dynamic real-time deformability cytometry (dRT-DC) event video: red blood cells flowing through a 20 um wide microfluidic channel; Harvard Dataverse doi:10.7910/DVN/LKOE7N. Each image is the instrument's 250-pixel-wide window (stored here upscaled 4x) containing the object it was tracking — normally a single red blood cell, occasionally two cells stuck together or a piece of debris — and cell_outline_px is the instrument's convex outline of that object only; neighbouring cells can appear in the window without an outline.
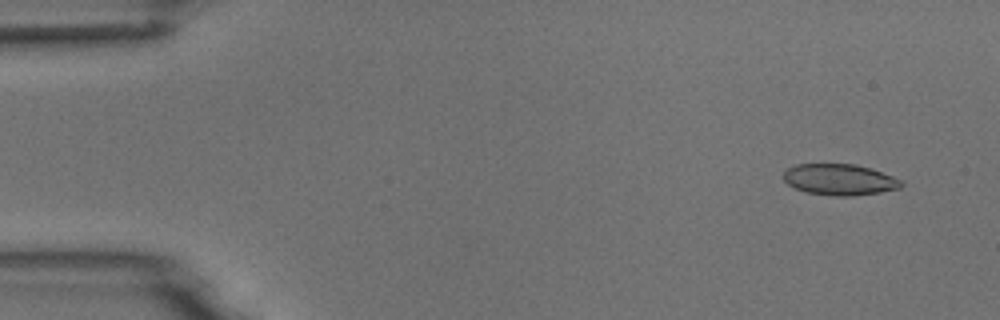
{"species": "common noctule bat (a hibernating species)", "species_latin": "Nyctalus noctula", "temperature_condition": "room temperature", "stored_images_in_passage": 55, "camera_frame_rate_fps": 3000, "um_per_image_px": 0.085, "animal": {"sex": "male", "body_mass_g": 18.8}, "frame": {"image": 1, "passage_image": 4, "time_ms": 1.0, "image_size_px": [1000, 320], "cell_outline_px": [[904, 184], [900, 188], [880, 192], [852, 196], [836, 196], [808, 192], [796, 188], [788, 184], [784, 180], [784, 172], [788, 168], [796, 164], [856, 164], [892, 176], [900, 180]], "centroid_in_image_um": [71.36, 15.26], "position_along_channel_um": 13.6, "area_um2": 21.1}}
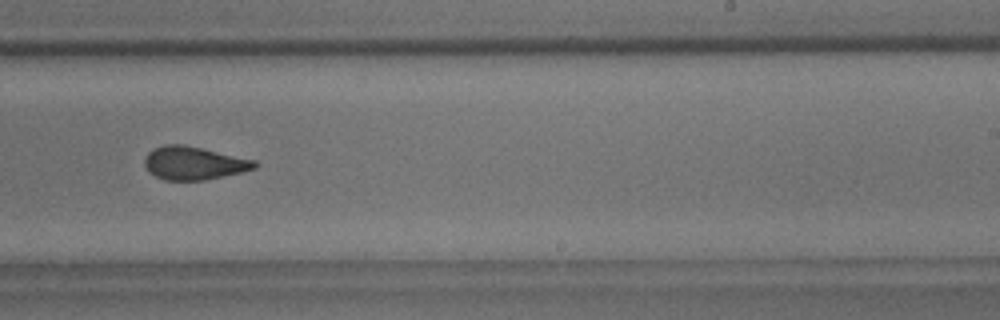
{"frame": {"image": 2, "passage_image": 34, "time_ms": 11.0, "image_size_px": [1000, 320], "cell_outline_px": [[260, 164], [256, 168], [240, 172], [204, 180], [164, 180], [148, 172], [144, 164], [144, 160], [148, 152], [152, 148], [164, 144], [180, 144], [200, 148], [256, 160]], "centroid_in_image_um": [16.45, 13.86], "position_along_channel_um": 272.5, "area_um2": 21.21}}
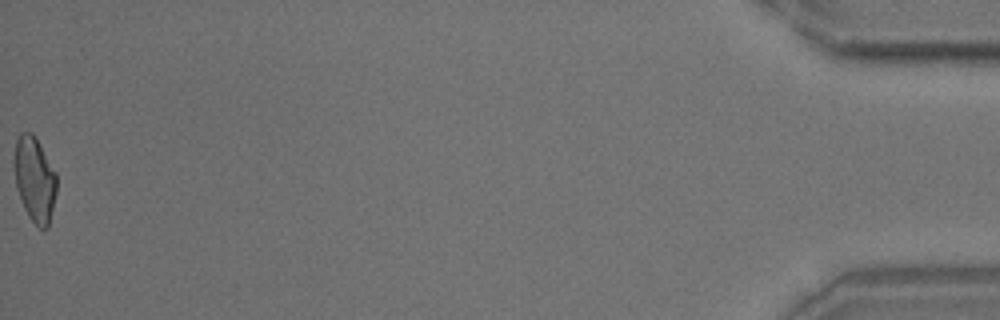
{"frame": {"image": 3, "passage_image": 55, "time_ms": 18.0, "image_size_px": [1000, 320], "cell_outline_px": [[56, 192], [48, 228], [40, 228], [28, 216], [24, 208], [16, 188], [16, 140], [20, 132], [32, 132], [56, 172]], "centroid_in_image_um": [2.97, 15.26], "position_along_channel_um": 432.2, "area_um2": 20.4}, "authors_computed_cell_mechanics": {"area_um2": 21.5594, "velocity_mm_per_s": 3.7044, "shape_relaxation_time_tau1_ms": 7.8991, "shape_relaxation_time_tau2_ms": 1.4782, "deformation_change_tau1": 0.179, "deformation_change_tau2": 0.0879}}